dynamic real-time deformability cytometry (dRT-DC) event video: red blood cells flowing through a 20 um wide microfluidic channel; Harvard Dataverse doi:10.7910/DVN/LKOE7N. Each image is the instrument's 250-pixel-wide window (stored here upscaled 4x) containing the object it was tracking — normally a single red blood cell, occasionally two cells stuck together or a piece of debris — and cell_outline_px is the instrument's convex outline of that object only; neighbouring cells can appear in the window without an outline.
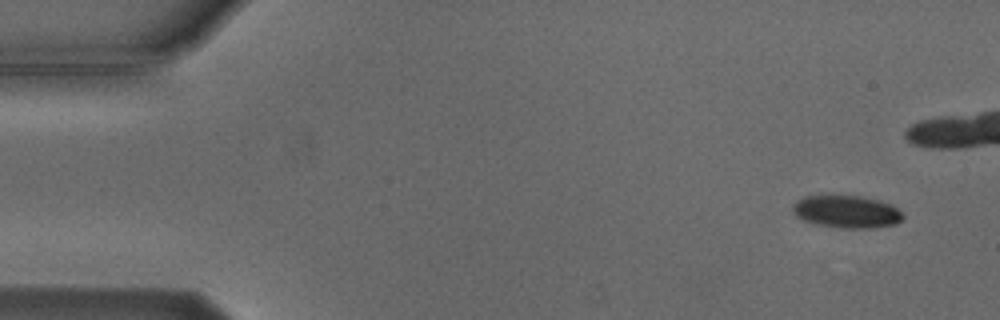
{"species": "Egyptian fruit bat (a non-hibernating species)", "species_latin": "Rousettus aegyptiacus", "temperature_condition": "cold", "stored_images_in_passage": 6, "camera_frame_rate_fps": 3000, "um_per_image_px": 0.085, "animal": {"sex": "male"}, "frame": {"image": 1, "passage_image": 1, "time_ms": 0.0, "image_size_px": [1000, 320], "cell_outline_px": [[904, 216], [896, 224], [872, 228], [844, 228], [820, 224], [796, 216], [792, 212], [792, 208], [796, 200], [804, 196], [832, 192], [860, 196], [880, 200], [896, 208]], "centroid_in_image_um": [71.92, 17.93], "position_along_channel_um": 13.1, "area_um2": 21.27}}